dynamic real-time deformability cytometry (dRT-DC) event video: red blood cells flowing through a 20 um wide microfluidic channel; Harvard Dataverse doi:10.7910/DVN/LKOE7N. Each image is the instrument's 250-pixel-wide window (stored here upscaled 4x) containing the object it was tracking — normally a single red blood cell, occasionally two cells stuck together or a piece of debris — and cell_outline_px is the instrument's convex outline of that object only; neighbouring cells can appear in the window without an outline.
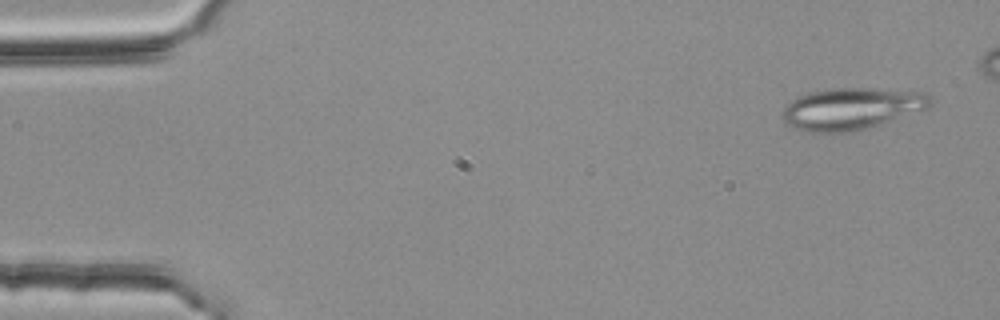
{"species": "common noctule bat (a hibernating species)", "species_latin": "Nyctalus noctula", "temperature_condition": "room temperature", "stored_images_in_passage": 13, "camera_frame_rate_fps": 3000, "um_per_image_px": 0.085, "animal": {"sex": "female", "body_mass_g": 25.1}, "frame": {"image": 1, "passage_image": 3, "time_ms": 0.667, "image_size_px": [1000, 320], "cell_outline_px": [[936, 100], [928, 108], [856, 132], [808, 132], [796, 128], [788, 124], [784, 120], [784, 108], [792, 100], [808, 92], [832, 88], [872, 88], [928, 92]], "centroid_in_image_um": [72.46, 9.22], "position_along_channel_um": 12.5, "area_um2": 36.18}}